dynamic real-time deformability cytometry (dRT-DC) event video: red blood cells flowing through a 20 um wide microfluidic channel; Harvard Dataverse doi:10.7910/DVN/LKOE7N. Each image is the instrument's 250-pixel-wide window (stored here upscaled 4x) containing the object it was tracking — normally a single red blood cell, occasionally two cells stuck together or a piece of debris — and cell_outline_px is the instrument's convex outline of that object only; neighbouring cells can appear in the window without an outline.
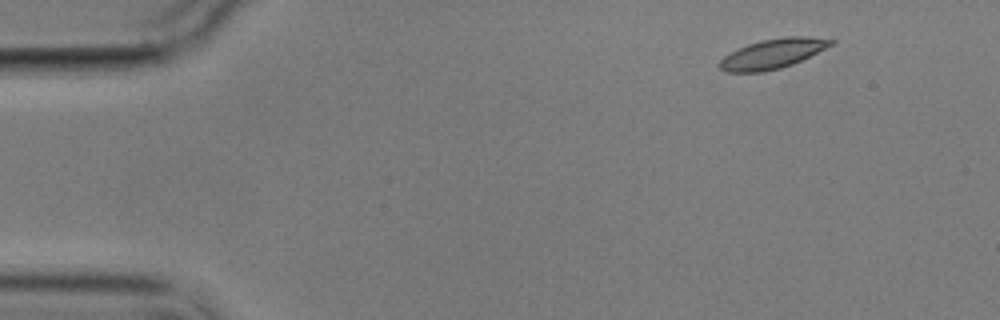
{"species": "common noctule bat (a hibernating species)", "species_latin": "Nyctalus noctula", "temperature_condition": "cold", "stored_images_in_passage": 3, "camera_frame_rate_fps": 3000, "um_per_image_px": 0.085, "animal": {"sex": "male", "body_mass_g": 17.9}, "frame": {"image": 1, "passage_image": 1, "time_ms": 0.0, "image_size_px": [1000, 320], "cell_outline_px": [[836, 40], [832, 44], [792, 64], [780, 68], [764, 72], [724, 72], [716, 64], [724, 56], [748, 44], [760, 40], [784, 36], [808, 36]], "centroid_in_image_um": [65.62, 4.56], "position_along_channel_um": 19.4, "area_um2": 19.07}}